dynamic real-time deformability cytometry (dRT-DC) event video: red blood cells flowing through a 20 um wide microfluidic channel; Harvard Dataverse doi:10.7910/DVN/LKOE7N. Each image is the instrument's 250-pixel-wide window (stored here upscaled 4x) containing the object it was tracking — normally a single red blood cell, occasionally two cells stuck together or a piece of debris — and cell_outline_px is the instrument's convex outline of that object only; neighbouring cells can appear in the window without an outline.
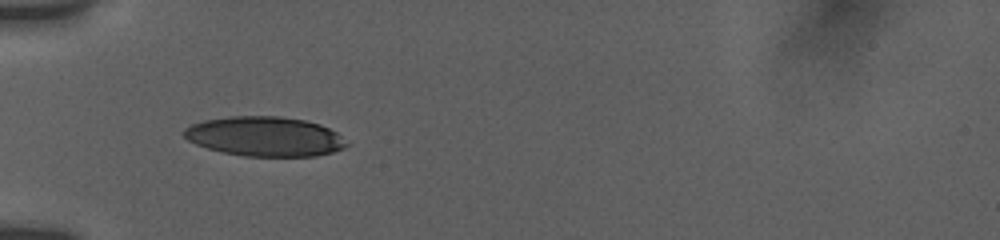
{"species": "human", "species_latin": "Homo sapiens", "temperature_condition": "room temperature", "stored_images_in_passage": 23, "camera_frame_rate_fps": 3000, "um_per_image_px": 0.085, "donor": {"sex": "female"}, "frame": {"image": 1, "passage_image": 13, "time_ms": 6.333, "image_size_px": [1000, 240], "cell_outline_px": [[348, 144], [344, 148], [332, 152], [316, 156], [244, 156], [224, 152], [208, 148], [196, 144], [188, 140], [184, 136], [184, 128], [192, 124], [204, 120], [232, 116], [276, 116], [304, 120], [320, 124], [336, 132]], "centroid_in_image_um": [22.5, 11.6], "position_along_channel_um": 62.5, "area_um2": 37.28}}
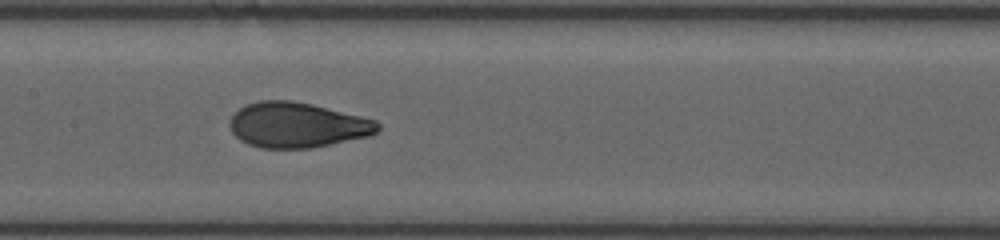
{"frame": {"image": 2, "passage_image": 16, "time_ms": 9.667, "image_size_px": [1000, 240], "cell_outline_px": [[380, 128], [376, 132], [368, 136], [312, 148], [260, 148], [248, 144], [240, 140], [232, 132], [232, 116], [240, 108], [248, 104], [260, 100], [292, 100], [312, 104], [376, 120], [380, 124]], "centroid_in_image_um": [25.28, 10.63], "position_along_channel_um": 182.1, "area_um2": 38.67}}
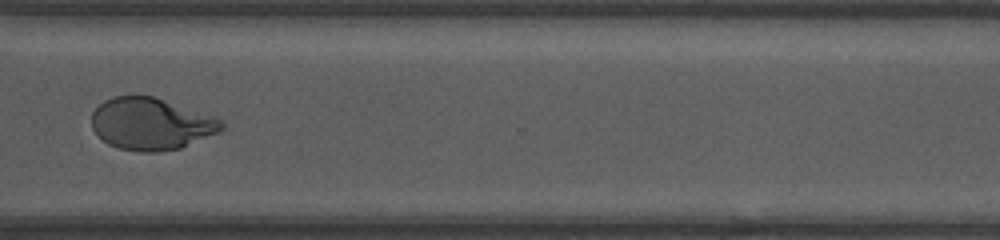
{"frame": {"image": 3, "passage_image": 20, "time_ms": 14.333, "image_size_px": [1000, 240], "cell_outline_px": [[224, 128], [216, 132], [180, 148], [156, 152], [140, 152], [120, 148], [108, 144], [92, 128], [92, 112], [104, 100], [116, 96], [152, 96], [220, 120], [224, 124]], "centroid_in_image_um": [12.77, 10.54], "position_along_channel_um": 357.8, "area_um2": 38.32}, "authors_computed_cell_mechanics": {"area_um2": 41.3848, "velocity_mm_per_s": 3.7723, "shape_relaxation_time_tau1_ms": 4.317, "shape_relaxation_time_tau2_ms": null, "deformation_change_tau1": 0.1734, "deformation_change_tau2": null}}